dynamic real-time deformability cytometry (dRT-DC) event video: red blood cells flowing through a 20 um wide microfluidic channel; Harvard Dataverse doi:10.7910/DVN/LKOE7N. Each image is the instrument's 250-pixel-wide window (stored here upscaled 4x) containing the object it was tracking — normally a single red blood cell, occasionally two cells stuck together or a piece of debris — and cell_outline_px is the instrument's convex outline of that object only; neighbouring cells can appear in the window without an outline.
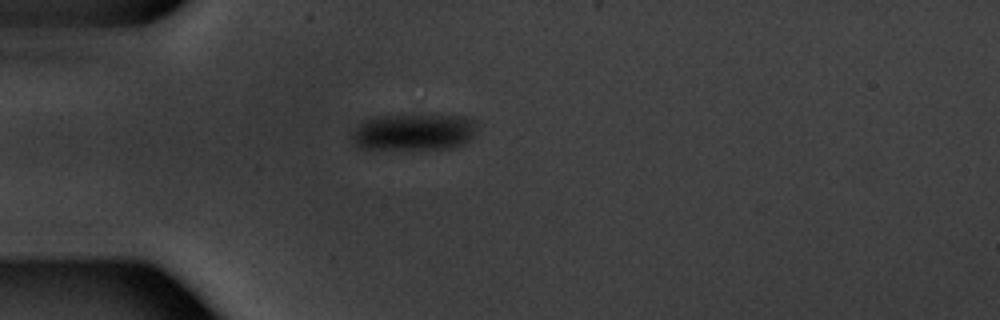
{"species": "common noctule bat (a hibernating species)", "species_latin": "Nyctalus noctula", "temperature_condition": "warm", "stored_images_in_passage": 36, "camera_frame_rate_fps": 3000, "um_per_image_px": 0.085, "animal": {"sex": "male", "body_mass_g": 20.1, "forearm_length_mm": 53.5}, "frame": {"image": 1, "passage_image": 1, "time_ms": 0.0, "image_size_px": [1000, 320], "cell_outline_px": [[476, 132], [464, 144], [448, 148], [360, 148], [348, 136], [364, 120], [372, 116], [468, 116], [476, 120]], "centroid_in_image_um": [35.17, 11.21], "position_along_channel_um": 49.8, "area_um2": 26.36}}
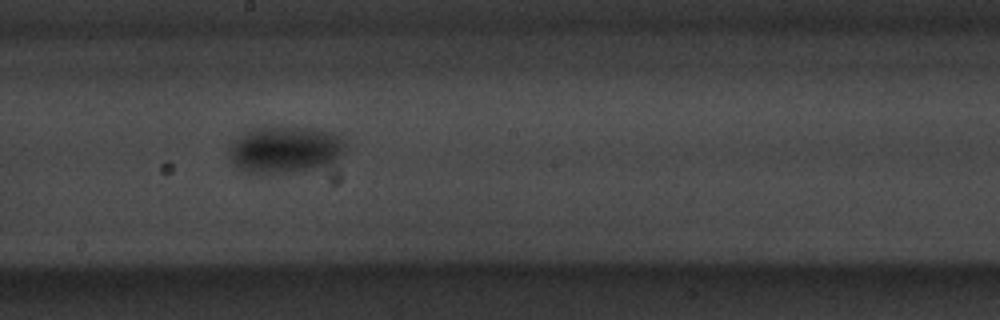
{"frame": {"image": 2, "passage_image": 16, "time_ms": 5.0, "image_size_px": [1000, 320], "cell_outline_px": [[344, 152], [320, 168], [272, 176], [260, 176], [248, 172], [240, 168], [228, 156], [228, 144], [252, 128], [316, 128], [332, 132], [344, 136]], "centroid_in_image_um": [24.2, 12.76], "position_along_channel_um": 224.0, "area_um2": 32.19}}
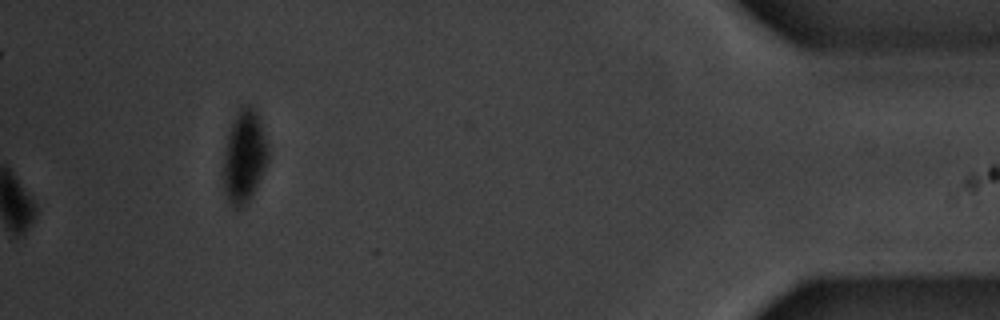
{"frame": {"image": 3, "passage_image": 36, "time_ms": 11.667, "image_size_px": [1000, 320], "cell_outline_px": [[268, 160], [252, 196], [240, 208], [236, 208], [228, 200], [224, 188], [224, 148], [228, 132], [232, 120], [240, 108], [244, 104], [248, 104], [256, 112], [268, 144]], "centroid_in_image_um": [20.76, 13.28], "position_along_channel_um": 414.4, "area_um2": 23.81}, "authors_computed_cell_mechanics": {"area_um2": 29.3046, "velocity_mm_per_s": 3.7549, "shape_relaxation_time_tau1_ms": 3.5897, "shape_relaxation_time_tau2_ms": null, "deformation_change_tau1": 0.0835, "deformation_change_tau2": null}}